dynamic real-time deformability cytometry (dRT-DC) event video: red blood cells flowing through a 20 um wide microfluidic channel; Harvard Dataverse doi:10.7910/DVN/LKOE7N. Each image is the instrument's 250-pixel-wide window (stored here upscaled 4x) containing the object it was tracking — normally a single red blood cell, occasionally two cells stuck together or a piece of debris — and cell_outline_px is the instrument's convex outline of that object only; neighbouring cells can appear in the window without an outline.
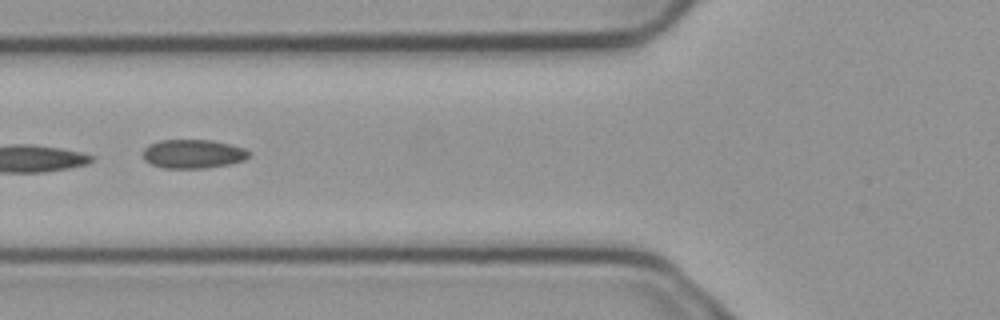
{"species": "common noctule bat (a hibernating species)", "species_latin": "Nyctalus noctula", "temperature_condition": "cold", "stored_images_in_passage": 8, "camera_frame_rate_fps": 3000, "um_per_image_px": 0.085, "animal": {"sex": "male", "body_mass_g": 23.1, "forearm_length_mm": 52.7}, "frame": {"image": 1, "passage_image": 5, "time_ms": 1.333, "image_size_px": [1000, 320], "cell_outline_px": [[248, 156], [244, 160], [228, 164], [204, 168], [164, 168], [152, 164], [144, 160], [144, 148], [148, 144], [160, 140], [212, 140], [244, 148], [248, 152]], "centroid_in_image_um": [16.37, 13.07], "position_along_channel_um": 109.4, "area_um2": 17.63}}
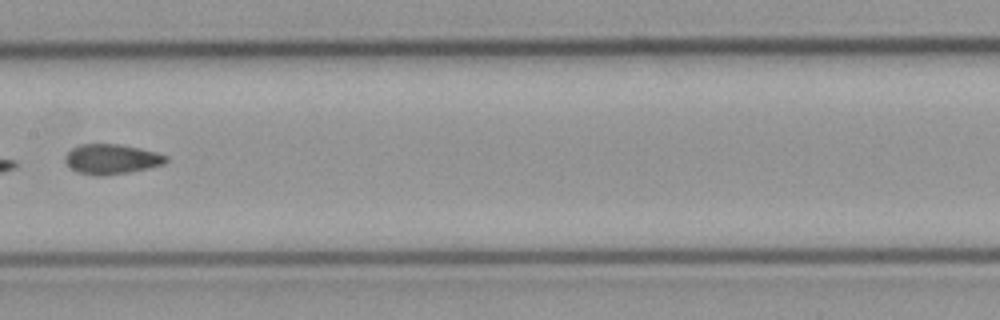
{"frame": {"image": 2, "passage_image": 7, "time_ms": 2.0, "image_size_px": [1000, 320], "cell_outline_px": [[168, 160], [164, 164], [148, 168], [128, 172], [100, 176], [96, 176], [80, 172], [72, 168], [64, 160], [64, 156], [72, 148], [80, 144], [120, 144], [140, 148], [156, 152], [168, 156]], "centroid_in_image_um": [9.5, 13.51], "position_along_channel_um": 197.9, "area_um2": 17.51}}
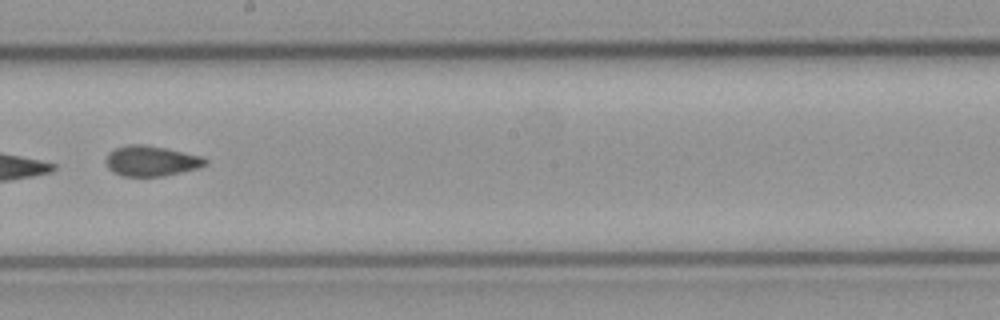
{"frame": {"image": 3, "passage_image": 8, "time_ms": 2.333, "image_size_px": [1000, 320], "cell_outline_px": [[208, 164], [200, 168], [164, 176], [124, 176], [112, 172], [108, 168], [108, 152], [116, 148], [128, 144], [144, 144], [164, 148], [200, 156], [208, 160]], "centroid_in_image_um": [12.88, 13.69], "position_along_channel_um": 235.3, "area_um2": 17.46}}